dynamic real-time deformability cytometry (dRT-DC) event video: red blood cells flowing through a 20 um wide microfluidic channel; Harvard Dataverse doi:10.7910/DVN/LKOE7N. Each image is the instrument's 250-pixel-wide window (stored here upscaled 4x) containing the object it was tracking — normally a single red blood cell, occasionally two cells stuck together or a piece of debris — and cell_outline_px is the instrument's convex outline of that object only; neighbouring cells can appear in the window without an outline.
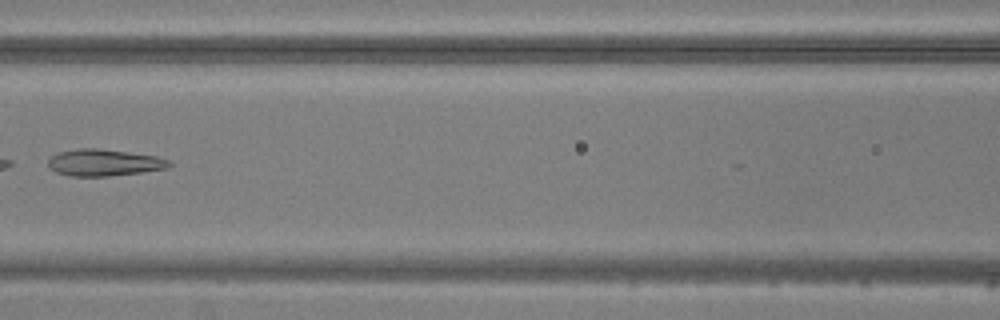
{"species": "common noctule bat (a hibernating species)", "species_latin": "Nyctalus noctula", "temperature_condition": "warm", "stored_images_in_passage": 6, "camera_frame_rate_fps": 3000, "um_per_image_px": 0.085, "animal": {"sex": "male", "body_mass_g": 20.5, "forearm_length_mm": 52.5}, "frame": {"image": 1, "passage_image": 5, "time_ms": 4.667, "image_size_px": [1000, 320], "cell_outline_px": [[172, 164], [168, 168], [140, 172], [108, 176], [72, 176], [56, 172], [48, 168], [48, 160], [52, 156], [60, 152], [80, 148], [96, 148], [128, 152], [156, 156], [172, 160]], "centroid_in_image_um": [8.86, 13.82], "position_along_channel_um": 157.7, "area_um2": 18.79}}
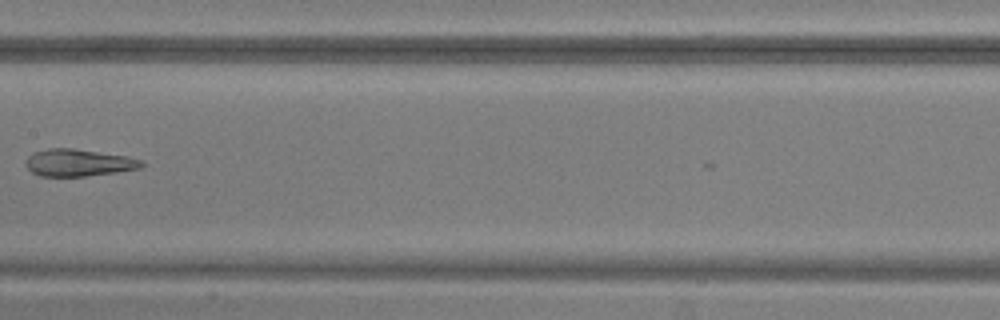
{"frame": {"image": 2, "passage_image": 6, "time_ms": 5.667, "image_size_px": [1000, 320], "cell_outline_px": [[144, 164], [140, 168], [116, 172], [84, 176], [40, 176], [32, 172], [24, 164], [24, 160], [32, 152], [48, 148], [72, 148], [128, 156], [144, 160]], "centroid_in_image_um": [6.65, 13.82], "position_along_channel_um": 200.8, "area_um2": 18.44}}